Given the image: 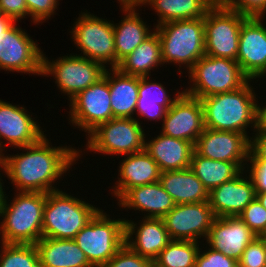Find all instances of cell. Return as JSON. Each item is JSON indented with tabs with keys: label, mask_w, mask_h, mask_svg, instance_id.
Listing matches in <instances>:
<instances>
[{
	"label": "cell",
	"mask_w": 266,
	"mask_h": 267,
	"mask_svg": "<svg viewBox=\"0 0 266 267\" xmlns=\"http://www.w3.org/2000/svg\"><path fill=\"white\" fill-rule=\"evenodd\" d=\"M50 141L44 135L33 145L18 147L23 151L19 154H3V175H7L15 191L49 193L60 190L55 182L72 169L82 150L70 145L52 146Z\"/></svg>",
	"instance_id": "1"
},
{
	"label": "cell",
	"mask_w": 266,
	"mask_h": 267,
	"mask_svg": "<svg viewBox=\"0 0 266 267\" xmlns=\"http://www.w3.org/2000/svg\"><path fill=\"white\" fill-rule=\"evenodd\" d=\"M252 81L238 90L201 98L205 127L249 136L247 127L251 126L255 132L258 95L252 88Z\"/></svg>",
	"instance_id": "2"
},
{
	"label": "cell",
	"mask_w": 266,
	"mask_h": 267,
	"mask_svg": "<svg viewBox=\"0 0 266 267\" xmlns=\"http://www.w3.org/2000/svg\"><path fill=\"white\" fill-rule=\"evenodd\" d=\"M14 194L8 200L5 192L0 207V243L36 244L42 238L46 193L16 191Z\"/></svg>",
	"instance_id": "3"
},
{
	"label": "cell",
	"mask_w": 266,
	"mask_h": 267,
	"mask_svg": "<svg viewBox=\"0 0 266 267\" xmlns=\"http://www.w3.org/2000/svg\"><path fill=\"white\" fill-rule=\"evenodd\" d=\"M161 43L163 64L181 65L189 71L205 55L204 17L153 26Z\"/></svg>",
	"instance_id": "4"
},
{
	"label": "cell",
	"mask_w": 266,
	"mask_h": 267,
	"mask_svg": "<svg viewBox=\"0 0 266 267\" xmlns=\"http://www.w3.org/2000/svg\"><path fill=\"white\" fill-rule=\"evenodd\" d=\"M64 192L61 189L46 193L42 237L74 239L100 210L92 203Z\"/></svg>",
	"instance_id": "5"
},
{
	"label": "cell",
	"mask_w": 266,
	"mask_h": 267,
	"mask_svg": "<svg viewBox=\"0 0 266 267\" xmlns=\"http://www.w3.org/2000/svg\"><path fill=\"white\" fill-rule=\"evenodd\" d=\"M187 73L191 83L183 91L199 99L238 90L250 80L237 61L208 55L202 56Z\"/></svg>",
	"instance_id": "6"
},
{
	"label": "cell",
	"mask_w": 266,
	"mask_h": 267,
	"mask_svg": "<svg viewBox=\"0 0 266 267\" xmlns=\"http://www.w3.org/2000/svg\"><path fill=\"white\" fill-rule=\"evenodd\" d=\"M74 241L93 267H103L125 244V218L111 219L100 209Z\"/></svg>",
	"instance_id": "7"
},
{
	"label": "cell",
	"mask_w": 266,
	"mask_h": 267,
	"mask_svg": "<svg viewBox=\"0 0 266 267\" xmlns=\"http://www.w3.org/2000/svg\"><path fill=\"white\" fill-rule=\"evenodd\" d=\"M139 121V118H113L99 124L86 137L85 149L123 157L144 150L147 135Z\"/></svg>",
	"instance_id": "8"
},
{
	"label": "cell",
	"mask_w": 266,
	"mask_h": 267,
	"mask_svg": "<svg viewBox=\"0 0 266 267\" xmlns=\"http://www.w3.org/2000/svg\"><path fill=\"white\" fill-rule=\"evenodd\" d=\"M71 29V39L81 51L77 55L100 62L106 68H116L113 20L81 11Z\"/></svg>",
	"instance_id": "9"
},
{
	"label": "cell",
	"mask_w": 266,
	"mask_h": 267,
	"mask_svg": "<svg viewBox=\"0 0 266 267\" xmlns=\"http://www.w3.org/2000/svg\"><path fill=\"white\" fill-rule=\"evenodd\" d=\"M106 67L75 53L49 60L42 54V76L55 79L59 92L67 95L70 101L80 91L97 83L104 77Z\"/></svg>",
	"instance_id": "10"
},
{
	"label": "cell",
	"mask_w": 266,
	"mask_h": 267,
	"mask_svg": "<svg viewBox=\"0 0 266 267\" xmlns=\"http://www.w3.org/2000/svg\"><path fill=\"white\" fill-rule=\"evenodd\" d=\"M247 17L215 3L204 16L205 55L236 61L240 29Z\"/></svg>",
	"instance_id": "11"
},
{
	"label": "cell",
	"mask_w": 266,
	"mask_h": 267,
	"mask_svg": "<svg viewBox=\"0 0 266 267\" xmlns=\"http://www.w3.org/2000/svg\"><path fill=\"white\" fill-rule=\"evenodd\" d=\"M69 124L87 133L113 119L109 90V69L97 83L80 91L69 102Z\"/></svg>",
	"instance_id": "12"
},
{
	"label": "cell",
	"mask_w": 266,
	"mask_h": 267,
	"mask_svg": "<svg viewBox=\"0 0 266 267\" xmlns=\"http://www.w3.org/2000/svg\"><path fill=\"white\" fill-rule=\"evenodd\" d=\"M16 23L0 35V69L41 76L43 51Z\"/></svg>",
	"instance_id": "13"
},
{
	"label": "cell",
	"mask_w": 266,
	"mask_h": 267,
	"mask_svg": "<svg viewBox=\"0 0 266 267\" xmlns=\"http://www.w3.org/2000/svg\"><path fill=\"white\" fill-rule=\"evenodd\" d=\"M214 218L209 202L203 201L176 204L162 220L171 240L204 242Z\"/></svg>",
	"instance_id": "14"
},
{
	"label": "cell",
	"mask_w": 266,
	"mask_h": 267,
	"mask_svg": "<svg viewBox=\"0 0 266 267\" xmlns=\"http://www.w3.org/2000/svg\"><path fill=\"white\" fill-rule=\"evenodd\" d=\"M251 137L234 131L206 128L198 137L194 151L208 159L237 163L243 170L249 160Z\"/></svg>",
	"instance_id": "15"
},
{
	"label": "cell",
	"mask_w": 266,
	"mask_h": 267,
	"mask_svg": "<svg viewBox=\"0 0 266 267\" xmlns=\"http://www.w3.org/2000/svg\"><path fill=\"white\" fill-rule=\"evenodd\" d=\"M162 129V130H161ZM160 133L195 145L205 129L204 112L199 98L182 93L166 111Z\"/></svg>",
	"instance_id": "16"
},
{
	"label": "cell",
	"mask_w": 266,
	"mask_h": 267,
	"mask_svg": "<svg viewBox=\"0 0 266 267\" xmlns=\"http://www.w3.org/2000/svg\"><path fill=\"white\" fill-rule=\"evenodd\" d=\"M265 18L248 16L240 29L236 61L250 80L266 76Z\"/></svg>",
	"instance_id": "17"
},
{
	"label": "cell",
	"mask_w": 266,
	"mask_h": 267,
	"mask_svg": "<svg viewBox=\"0 0 266 267\" xmlns=\"http://www.w3.org/2000/svg\"><path fill=\"white\" fill-rule=\"evenodd\" d=\"M28 113L24 106L0 99V151L3 154L6 144L17 149L33 145L47 135L33 114Z\"/></svg>",
	"instance_id": "18"
},
{
	"label": "cell",
	"mask_w": 266,
	"mask_h": 267,
	"mask_svg": "<svg viewBox=\"0 0 266 267\" xmlns=\"http://www.w3.org/2000/svg\"><path fill=\"white\" fill-rule=\"evenodd\" d=\"M244 173L246 170L209 191L208 202L215 217L238 216L256 198L253 180Z\"/></svg>",
	"instance_id": "19"
},
{
	"label": "cell",
	"mask_w": 266,
	"mask_h": 267,
	"mask_svg": "<svg viewBox=\"0 0 266 267\" xmlns=\"http://www.w3.org/2000/svg\"><path fill=\"white\" fill-rule=\"evenodd\" d=\"M256 237L238 217H215L206 237V245L226 256L239 260L247 245Z\"/></svg>",
	"instance_id": "20"
},
{
	"label": "cell",
	"mask_w": 266,
	"mask_h": 267,
	"mask_svg": "<svg viewBox=\"0 0 266 267\" xmlns=\"http://www.w3.org/2000/svg\"><path fill=\"white\" fill-rule=\"evenodd\" d=\"M141 220L138 224L125 219V244L137 254L153 262L171 238L162 218L143 217Z\"/></svg>",
	"instance_id": "21"
},
{
	"label": "cell",
	"mask_w": 266,
	"mask_h": 267,
	"mask_svg": "<svg viewBox=\"0 0 266 267\" xmlns=\"http://www.w3.org/2000/svg\"><path fill=\"white\" fill-rule=\"evenodd\" d=\"M120 161L118 177L111 193L118 200L128 189L159 182L161 170L158 164L144 149L133 154L124 155ZM120 176V177H119Z\"/></svg>",
	"instance_id": "22"
},
{
	"label": "cell",
	"mask_w": 266,
	"mask_h": 267,
	"mask_svg": "<svg viewBox=\"0 0 266 267\" xmlns=\"http://www.w3.org/2000/svg\"><path fill=\"white\" fill-rule=\"evenodd\" d=\"M119 4L122 7L120 10L125 15L119 23L115 24L113 21L116 67L124 57L136 49L155 30V28H149L146 25L147 22L140 17L137 8L141 6L137 2Z\"/></svg>",
	"instance_id": "23"
},
{
	"label": "cell",
	"mask_w": 266,
	"mask_h": 267,
	"mask_svg": "<svg viewBox=\"0 0 266 267\" xmlns=\"http://www.w3.org/2000/svg\"><path fill=\"white\" fill-rule=\"evenodd\" d=\"M117 205L123 210L141 211L145 218H163L176 203L161 183L156 182L128 189L118 199Z\"/></svg>",
	"instance_id": "24"
},
{
	"label": "cell",
	"mask_w": 266,
	"mask_h": 267,
	"mask_svg": "<svg viewBox=\"0 0 266 267\" xmlns=\"http://www.w3.org/2000/svg\"><path fill=\"white\" fill-rule=\"evenodd\" d=\"M145 139V150L158 164L161 172L190 168L194 145L182 139L172 138L162 133Z\"/></svg>",
	"instance_id": "25"
},
{
	"label": "cell",
	"mask_w": 266,
	"mask_h": 267,
	"mask_svg": "<svg viewBox=\"0 0 266 267\" xmlns=\"http://www.w3.org/2000/svg\"><path fill=\"white\" fill-rule=\"evenodd\" d=\"M35 246L40 267H93L74 239L42 237Z\"/></svg>",
	"instance_id": "26"
},
{
	"label": "cell",
	"mask_w": 266,
	"mask_h": 267,
	"mask_svg": "<svg viewBox=\"0 0 266 267\" xmlns=\"http://www.w3.org/2000/svg\"><path fill=\"white\" fill-rule=\"evenodd\" d=\"M163 84L152 81L149 76L139 77L138 100L135 110V116L146 118L148 121L162 122L166 111L173 105L177 97L182 93L177 91L174 97ZM158 120V121H157Z\"/></svg>",
	"instance_id": "27"
},
{
	"label": "cell",
	"mask_w": 266,
	"mask_h": 267,
	"mask_svg": "<svg viewBox=\"0 0 266 267\" xmlns=\"http://www.w3.org/2000/svg\"><path fill=\"white\" fill-rule=\"evenodd\" d=\"M159 182L176 204L208 201L209 192L190 168L161 172Z\"/></svg>",
	"instance_id": "28"
},
{
	"label": "cell",
	"mask_w": 266,
	"mask_h": 267,
	"mask_svg": "<svg viewBox=\"0 0 266 267\" xmlns=\"http://www.w3.org/2000/svg\"><path fill=\"white\" fill-rule=\"evenodd\" d=\"M109 90L114 118H136L139 76L126 75L117 68H109Z\"/></svg>",
	"instance_id": "29"
},
{
	"label": "cell",
	"mask_w": 266,
	"mask_h": 267,
	"mask_svg": "<svg viewBox=\"0 0 266 267\" xmlns=\"http://www.w3.org/2000/svg\"><path fill=\"white\" fill-rule=\"evenodd\" d=\"M164 65L161 56V43L157 32L147 37L136 49L124 57L116 67L126 75L151 76V70Z\"/></svg>",
	"instance_id": "30"
},
{
	"label": "cell",
	"mask_w": 266,
	"mask_h": 267,
	"mask_svg": "<svg viewBox=\"0 0 266 267\" xmlns=\"http://www.w3.org/2000/svg\"><path fill=\"white\" fill-rule=\"evenodd\" d=\"M157 13L155 26L178 20L201 18L215 4L213 0H137Z\"/></svg>",
	"instance_id": "31"
},
{
	"label": "cell",
	"mask_w": 266,
	"mask_h": 267,
	"mask_svg": "<svg viewBox=\"0 0 266 267\" xmlns=\"http://www.w3.org/2000/svg\"><path fill=\"white\" fill-rule=\"evenodd\" d=\"M190 169L208 192L224 182L234 179L243 171L237 163L204 158L195 151L191 156Z\"/></svg>",
	"instance_id": "32"
},
{
	"label": "cell",
	"mask_w": 266,
	"mask_h": 267,
	"mask_svg": "<svg viewBox=\"0 0 266 267\" xmlns=\"http://www.w3.org/2000/svg\"><path fill=\"white\" fill-rule=\"evenodd\" d=\"M200 245L195 241L171 240L152 262L153 267H195Z\"/></svg>",
	"instance_id": "33"
},
{
	"label": "cell",
	"mask_w": 266,
	"mask_h": 267,
	"mask_svg": "<svg viewBox=\"0 0 266 267\" xmlns=\"http://www.w3.org/2000/svg\"><path fill=\"white\" fill-rule=\"evenodd\" d=\"M0 244V267H40L35 244Z\"/></svg>",
	"instance_id": "34"
},
{
	"label": "cell",
	"mask_w": 266,
	"mask_h": 267,
	"mask_svg": "<svg viewBox=\"0 0 266 267\" xmlns=\"http://www.w3.org/2000/svg\"><path fill=\"white\" fill-rule=\"evenodd\" d=\"M238 217L257 237L266 234V209L257 198L251 201Z\"/></svg>",
	"instance_id": "35"
},
{
	"label": "cell",
	"mask_w": 266,
	"mask_h": 267,
	"mask_svg": "<svg viewBox=\"0 0 266 267\" xmlns=\"http://www.w3.org/2000/svg\"><path fill=\"white\" fill-rule=\"evenodd\" d=\"M238 267H266V238L255 237L245 248Z\"/></svg>",
	"instance_id": "36"
},
{
	"label": "cell",
	"mask_w": 266,
	"mask_h": 267,
	"mask_svg": "<svg viewBox=\"0 0 266 267\" xmlns=\"http://www.w3.org/2000/svg\"><path fill=\"white\" fill-rule=\"evenodd\" d=\"M103 267H153V264L124 244Z\"/></svg>",
	"instance_id": "37"
},
{
	"label": "cell",
	"mask_w": 266,
	"mask_h": 267,
	"mask_svg": "<svg viewBox=\"0 0 266 267\" xmlns=\"http://www.w3.org/2000/svg\"><path fill=\"white\" fill-rule=\"evenodd\" d=\"M197 253L195 267H238V261L226 256L220 251L207 247ZM208 248V249H207Z\"/></svg>",
	"instance_id": "38"
},
{
	"label": "cell",
	"mask_w": 266,
	"mask_h": 267,
	"mask_svg": "<svg viewBox=\"0 0 266 267\" xmlns=\"http://www.w3.org/2000/svg\"><path fill=\"white\" fill-rule=\"evenodd\" d=\"M28 17L31 16V22L39 25L46 20L51 19V16L56 14L59 0H25Z\"/></svg>",
	"instance_id": "39"
},
{
	"label": "cell",
	"mask_w": 266,
	"mask_h": 267,
	"mask_svg": "<svg viewBox=\"0 0 266 267\" xmlns=\"http://www.w3.org/2000/svg\"><path fill=\"white\" fill-rule=\"evenodd\" d=\"M223 3L229 9L246 16H266V0H225Z\"/></svg>",
	"instance_id": "40"
},
{
	"label": "cell",
	"mask_w": 266,
	"mask_h": 267,
	"mask_svg": "<svg viewBox=\"0 0 266 267\" xmlns=\"http://www.w3.org/2000/svg\"><path fill=\"white\" fill-rule=\"evenodd\" d=\"M246 166V173L252 178L256 193L266 192V161H248Z\"/></svg>",
	"instance_id": "41"
},
{
	"label": "cell",
	"mask_w": 266,
	"mask_h": 267,
	"mask_svg": "<svg viewBox=\"0 0 266 267\" xmlns=\"http://www.w3.org/2000/svg\"><path fill=\"white\" fill-rule=\"evenodd\" d=\"M0 9L2 15L11 17L17 22L28 16L25 0H0Z\"/></svg>",
	"instance_id": "42"
},
{
	"label": "cell",
	"mask_w": 266,
	"mask_h": 267,
	"mask_svg": "<svg viewBox=\"0 0 266 267\" xmlns=\"http://www.w3.org/2000/svg\"><path fill=\"white\" fill-rule=\"evenodd\" d=\"M251 137L248 161H266V131H255Z\"/></svg>",
	"instance_id": "43"
},
{
	"label": "cell",
	"mask_w": 266,
	"mask_h": 267,
	"mask_svg": "<svg viewBox=\"0 0 266 267\" xmlns=\"http://www.w3.org/2000/svg\"><path fill=\"white\" fill-rule=\"evenodd\" d=\"M256 113V131H266V105L258 104Z\"/></svg>",
	"instance_id": "44"
},
{
	"label": "cell",
	"mask_w": 266,
	"mask_h": 267,
	"mask_svg": "<svg viewBox=\"0 0 266 267\" xmlns=\"http://www.w3.org/2000/svg\"><path fill=\"white\" fill-rule=\"evenodd\" d=\"M15 21L8 16H0V35L3 34Z\"/></svg>",
	"instance_id": "45"
},
{
	"label": "cell",
	"mask_w": 266,
	"mask_h": 267,
	"mask_svg": "<svg viewBox=\"0 0 266 267\" xmlns=\"http://www.w3.org/2000/svg\"><path fill=\"white\" fill-rule=\"evenodd\" d=\"M0 172H2V173H0V207L2 206V203H3V199H4V195H5V188H3V180L1 179L2 178V176H1V174H3V173H5L4 172V168H3V163H0ZM2 181V182H1ZM4 189V190H3Z\"/></svg>",
	"instance_id": "46"
},
{
	"label": "cell",
	"mask_w": 266,
	"mask_h": 267,
	"mask_svg": "<svg viewBox=\"0 0 266 267\" xmlns=\"http://www.w3.org/2000/svg\"><path fill=\"white\" fill-rule=\"evenodd\" d=\"M256 198L260 201V203L266 209V192L256 193Z\"/></svg>",
	"instance_id": "47"
},
{
	"label": "cell",
	"mask_w": 266,
	"mask_h": 267,
	"mask_svg": "<svg viewBox=\"0 0 266 267\" xmlns=\"http://www.w3.org/2000/svg\"><path fill=\"white\" fill-rule=\"evenodd\" d=\"M118 3H125V2H137V0H117Z\"/></svg>",
	"instance_id": "48"
},
{
	"label": "cell",
	"mask_w": 266,
	"mask_h": 267,
	"mask_svg": "<svg viewBox=\"0 0 266 267\" xmlns=\"http://www.w3.org/2000/svg\"><path fill=\"white\" fill-rule=\"evenodd\" d=\"M215 3H223L225 0H213Z\"/></svg>",
	"instance_id": "49"
},
{
	"label": "cell",
	"mask_w": 266,
	"mask_h": 267,
	"mask_svg": "<svg viewBox=\"0 0 266 267\" xmlns=\"http://www.w3.org/2000/svg\"><path fill=\"white\" fill-rule=\"evenodd\" d=\"M2 156H3V153L0 151V163H2Z\"/></svg>",
	"instance_id": "50"
}]
</instances>
